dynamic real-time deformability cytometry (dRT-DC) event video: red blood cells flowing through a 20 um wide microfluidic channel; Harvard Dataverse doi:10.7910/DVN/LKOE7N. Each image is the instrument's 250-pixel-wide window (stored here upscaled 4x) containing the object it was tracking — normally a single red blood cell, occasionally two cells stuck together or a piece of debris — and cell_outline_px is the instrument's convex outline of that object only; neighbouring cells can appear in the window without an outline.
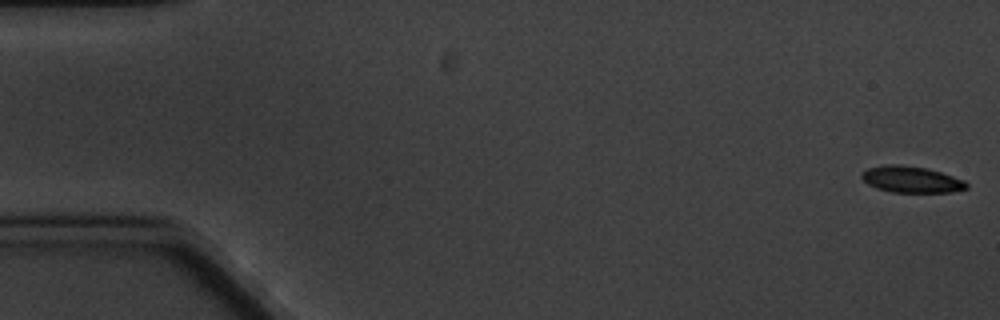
{"species": "common noctule bat (a hibernating species)", "species_latin": "Nyctalus noctula", "temperature_condition": "cold", "stored_images_in_passage": 9, "camera_frame_rate_fps": 3000, "um_per_image_px": 0.085, "animal": {"sex": "male", "body_mass_g": 20.1, "forearm_length_mm": 53.5}, "frame": {"image": 1, "passage_image": 1, "time_ms": 0.0, "image_size_px": [1000, 320], "cell_outline_px": [[968, 188], [952, 192], [892, 192], [876, 188], [868, 184], [860, 176], [860, 172], [868, 168], [884, 164], [896, 164], [928, 168], [964, 180], [968, 184]], "centroid_in_image_um": [77.44, 15.25], "position_along_channel_um": 7.6, "area_um2": 16.18}}
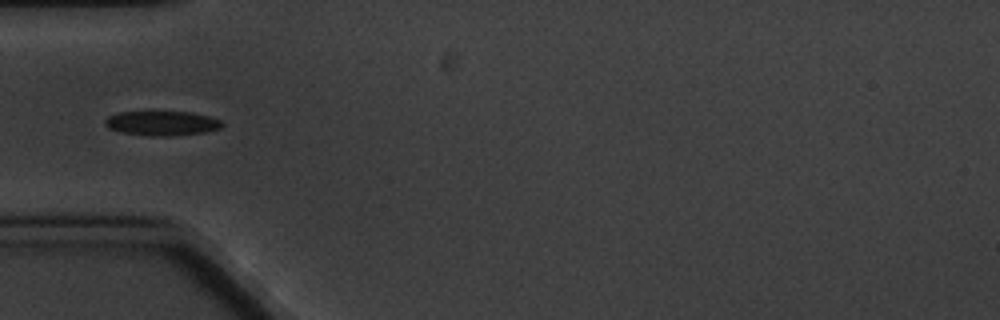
{"frame": {"image": 2, "passage_image": 6, "time_ms": 6.0, "image_size_px": [1000, 320], "cell_outline_px": [[224, 124], [220, 128], [204, 132], [168, 136], [152, 136], [120, 132], [108, 128], [104, 124], [104, 120], [108, 116], [120, 112], [192, 112], [208, 116], [220, 120]], "centroid_in_image_um": [13.74, 10.47], "position_along_channel_um": 71.3, "area_um2": 16.65}}
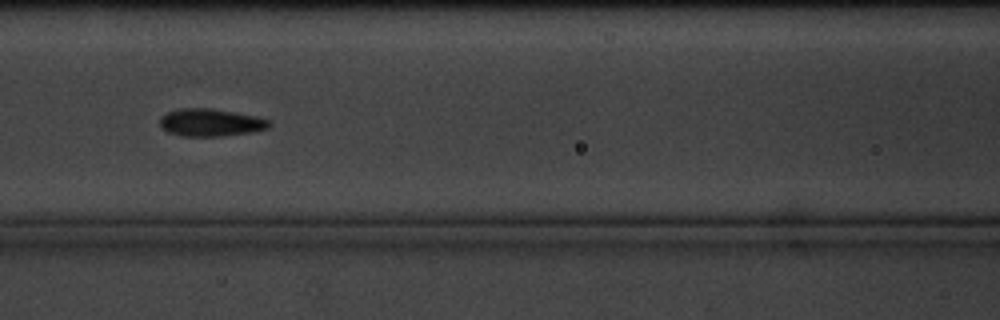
{"frame": {"image": 3, "passage_image": 8, "time_ms": 8.333, "image_size_px": [1000, 320], "cell_outline_px": [[272, 124], [268, 128], [252, 132], [220, 136], [180, 136], [168, 132], [160, 124], [160, 116], [168, 112], [180, 108], [212, 108], [256, 116], [268, 120]], "centroid_in_image_um": [17.9, 10.41], "position_along_channel_um": 148.7, "area_um2": 17.51}}